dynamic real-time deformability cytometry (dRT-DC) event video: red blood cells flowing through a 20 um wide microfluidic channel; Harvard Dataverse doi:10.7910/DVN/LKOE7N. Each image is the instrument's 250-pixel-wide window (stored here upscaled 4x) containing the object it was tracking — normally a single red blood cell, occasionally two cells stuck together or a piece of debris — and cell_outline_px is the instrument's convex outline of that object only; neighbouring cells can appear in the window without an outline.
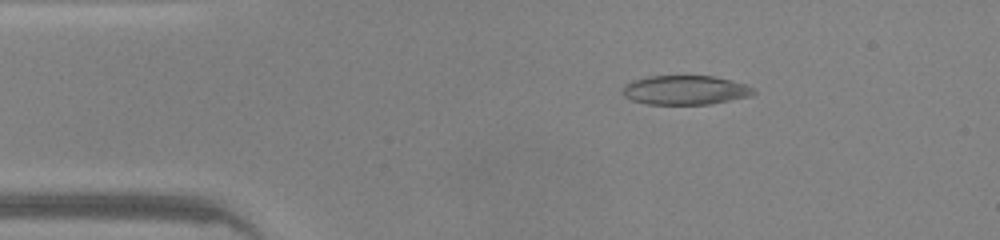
{"species": "common noctule bat (a hibernating species)", "species_latin": "Nyctalus noctula", "temperature_condition": "warm", "stored_images_in_passage": 46, "camera_frame_rate_fps": 3000, "um_per_image_px": 0.085, "animal": {"sex": "male", "body_mass_g": 20.0, "forearm_length_mm": 53.3}, "frame": {"image": 1, "passage_image": 7, "time_ms": 2.0, "image_size_px": [1000, 240], "cell_outline_px": [[756, 92], [752, 96], [708, 104], [648, 104], [632, 100], [624, 96], [624, 84], [632, 80], [648, 76], [712, 76], [732, 80], [744, 84], [752, 88]], "centroid_in_image_um": [58.24, 7.65], "position_along_channel_um": 26.8, "area_um2": 22.2}}
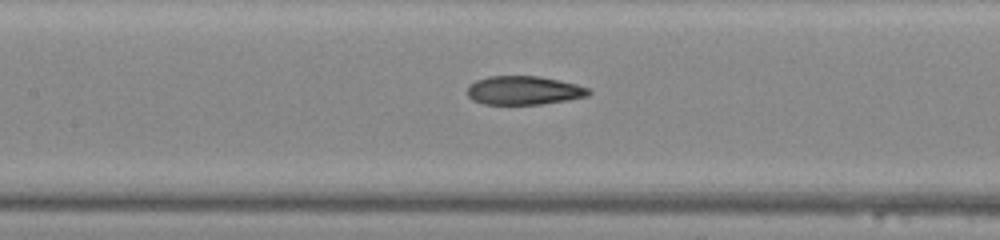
{"frame": {"image": 2, "passage_image": 20, "time_ms": 6.333, "image_size_px": [1000, 240], "cell_outline_px": [[592, 92], [588, 96], [540, 104], [484, 104], [472, 100], [468, 96], [468, 84], [476, 80], [488, 76], [540, 76], [560, 80], [576, 84], [588, 88]], "centroid_in_image_um": [44.5, 7.67], "position_along_channel_um": 162.9, "area_um2": 20.29}}
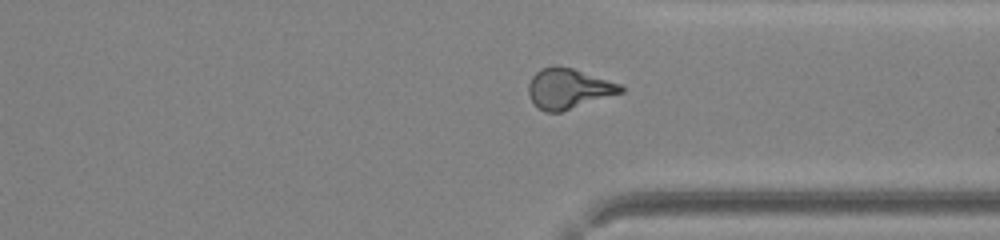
{"frame": {"image": 3, "passage_image": 34, "time_ms": 11.0, "image_size_px": [1000, 240], "cell_outline_px": [[624, 92], [560, 112], [544, 112], [528, 96], [528, 84], [532, 76], [540, 68], [572, 68], [620, 84], [624, 88]], "centroid_in_image_um": [48.32, 7.56], "position_along_channel_um": 363.1, "area_um2": 21.1}, "authors_computed_cell_mechanics": {"area_um2": 21.8773, "velocity_mm_per_s": 4.3029, "shape_relaxation_time_tau1_ms": null, "shape_relaxation_time_tau2_ms": 3.0182, "deformation_change_tau1": null, "deformation_change_tau2": 0.1152}}